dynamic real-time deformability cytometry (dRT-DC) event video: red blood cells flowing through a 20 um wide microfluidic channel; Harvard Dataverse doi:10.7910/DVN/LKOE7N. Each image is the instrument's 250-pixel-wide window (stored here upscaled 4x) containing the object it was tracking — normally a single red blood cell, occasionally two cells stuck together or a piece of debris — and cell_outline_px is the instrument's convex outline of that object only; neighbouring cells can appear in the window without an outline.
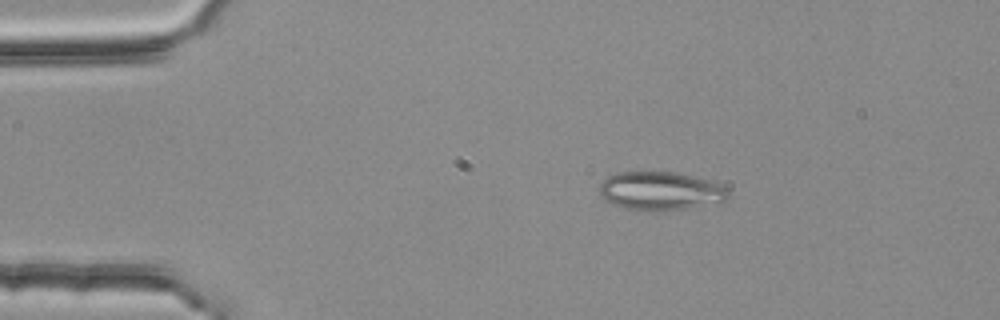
{"species": "common noctule bat (a hibernating species)", "species_latin": "Nyctalus noctula", "temperature_condition": "room temperature", "stored_images_in_passage": 2, "camera_frame_rate_fps": 3000, "um_per_image_px": 0.085, "animal": {"sex": "female", "body_mass_g": 25.1}, "frame": {"image": 1, "passage_image": 1, "time_ms": 0.0, "image_size_px": [1000, 320], "cell_outline_px": [[728, 196], [724, 200], [688, 208], [652, 212], [624, 208], [608, 204], [600, 196], [600, 184], [608, 176], [616, 172], [676, 172], [720, 184], [728, 188]], "centroid_in_image_um": [56.06, 16.24], "position_along_channel_um": 28.9, "area_um2": 28.9}}